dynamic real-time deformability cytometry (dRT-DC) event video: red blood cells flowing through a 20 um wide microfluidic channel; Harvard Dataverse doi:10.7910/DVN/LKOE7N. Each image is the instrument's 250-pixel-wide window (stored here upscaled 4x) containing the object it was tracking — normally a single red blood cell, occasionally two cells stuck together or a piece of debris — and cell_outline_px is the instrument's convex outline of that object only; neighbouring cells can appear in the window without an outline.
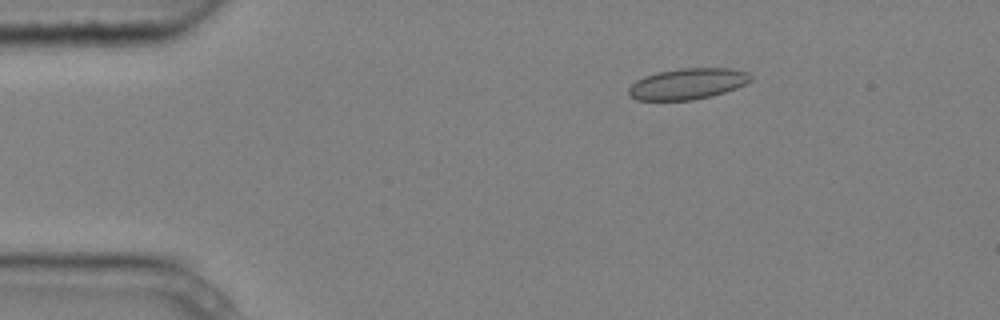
{"species": "common noctule bat (a hibernating species)", "species_latin": "Nyctalus noctula", "temperature_condition": "cold", "stored_images_in_passage": 6, "segment_of_instrument_passage": [1, 2], "camera_frame_rate_fps": 3000, "um_per_image_px": 0.085, "animal": {"sex": "male", "body_mass_g": 20.4}, "frame": {"image": 1, "passage_image": 3, "time_ms": 0.667, "image_size_px": [1000, 320], "cell_outline_px": [[752, 80], [736, 88], [712, 96], [692, 100], [636, 100], [628, 96], [628, 88], [636, 80], [644, 76], [660, 72], [680, 68], [732, 68], [748, 72], [752, 76]], "centroid_in_image_um": [58.44, 7.12], "position_along_channel_um": 26.6, "area_um2": 22.14}}